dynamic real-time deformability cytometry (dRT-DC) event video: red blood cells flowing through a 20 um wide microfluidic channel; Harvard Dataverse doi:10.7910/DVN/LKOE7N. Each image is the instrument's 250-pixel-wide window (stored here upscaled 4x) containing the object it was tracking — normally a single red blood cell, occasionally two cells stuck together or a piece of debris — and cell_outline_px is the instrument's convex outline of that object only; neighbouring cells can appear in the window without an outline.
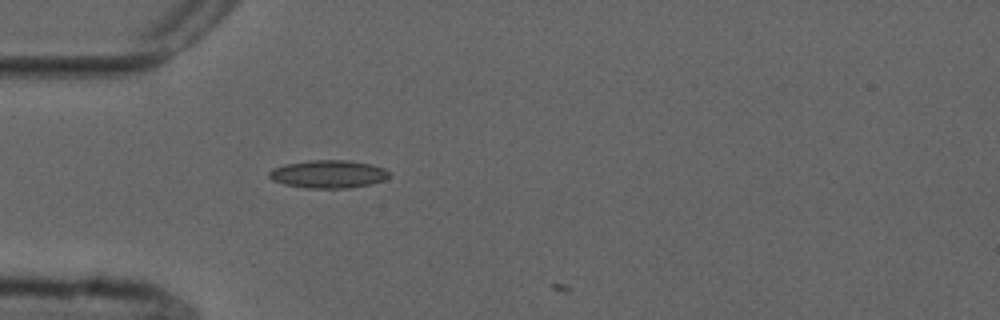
{"species": "common noctule bat (a hibernating species)", "species_latin": "Nyctalus noctula", "temperature_condition": "cold", "stored_images_in_passage": 2, "camera_frame_rate_fps": 3000, "um_per_image_px": 0.085, "animal": {"sex": "male", "forearm_length_mm": 52.5}, "frame": {"image": 1, "passage_image": 1, "time_ms": 0.0, "image_size_px": [1000, 320], "cell_outline_px": [[392, 172], [384, 180], [368, 184], [348, 188], [308, 188], [284, 184], [272, 180], [268, 176], [268, 172], [272, 168], [284, 164], [308, 160], [344, 160], [372, 164], [384, 168]], "centroid_in_image_um": [27.88, 14.79], "position_along_channel_um": 57.1, "area_um2": 19.59}}